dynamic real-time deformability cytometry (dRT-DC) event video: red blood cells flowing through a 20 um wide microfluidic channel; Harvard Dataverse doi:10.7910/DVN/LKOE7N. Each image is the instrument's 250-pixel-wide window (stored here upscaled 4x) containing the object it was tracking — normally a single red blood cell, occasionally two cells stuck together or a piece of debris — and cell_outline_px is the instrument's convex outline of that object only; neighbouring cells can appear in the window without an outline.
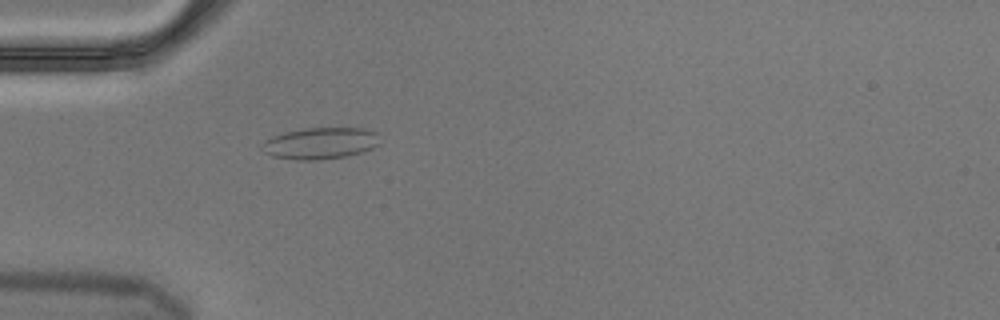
{"species": "Egyptian fruit bat (a non-hibernating species)", "species_latin": "Rousettus aegyptiacus", "temperature_condition": "cold", "stored_images_in_passage": 5, "camera_frame_rate_fps": 3000, "um_per_image_px": 0.085, "animal": {"sex": "male"}, "frame": {"image": 1, "passage_image": 5, "time_ms": 1.333, "image_size_px": [1000, 320], "cell_outline_px": [[380, 144], [372, 148], [348, 156], [316, 160], [296, 160], [272, 156], [264, 152], [260, 148], [260, 144], [264, 140], [272, 136], [284, 132], [304, 128], [364, 128], [380, 132]], "centroid_in_image_um": [27.23, 12.17], "position_along_channel_um": 57.8, "area_um2": 22.08}}